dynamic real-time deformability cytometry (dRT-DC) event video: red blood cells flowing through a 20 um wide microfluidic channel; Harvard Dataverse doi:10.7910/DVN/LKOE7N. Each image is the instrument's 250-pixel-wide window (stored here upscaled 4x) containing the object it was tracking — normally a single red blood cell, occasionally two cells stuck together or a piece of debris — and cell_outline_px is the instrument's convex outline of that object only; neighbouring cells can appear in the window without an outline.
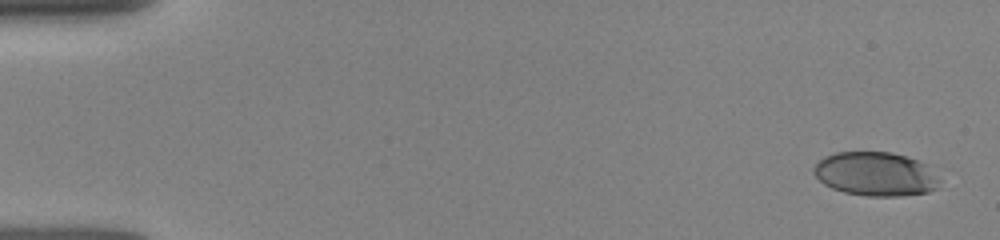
{"species": "human", "species_latin": "Homo sapiens", "temperature_condition": "room temperature", "stored_images_in_passage": 13, "camera_frame_rate_fps": 3000, "um_per_image_px": 0.085, "donor": {"sex": "female"}, "frame": {"image": 1, "passage_image": 1, "time_ms": 0.0, "image_size_px": [1000, 240], "cell_outline_px": [[940, 180], [936, 188], [928, 192], [900, 196], [864, 196], [844, 192], [832, 188], [824, 184], [812, 172], [812, 168], [824, 156], [836, 152], [892, 152], [920, 160]], "centroid_in_image_um": [74.39, 14.79], "position_along_channel_um": 10.6, "area_um2": 32.19}}